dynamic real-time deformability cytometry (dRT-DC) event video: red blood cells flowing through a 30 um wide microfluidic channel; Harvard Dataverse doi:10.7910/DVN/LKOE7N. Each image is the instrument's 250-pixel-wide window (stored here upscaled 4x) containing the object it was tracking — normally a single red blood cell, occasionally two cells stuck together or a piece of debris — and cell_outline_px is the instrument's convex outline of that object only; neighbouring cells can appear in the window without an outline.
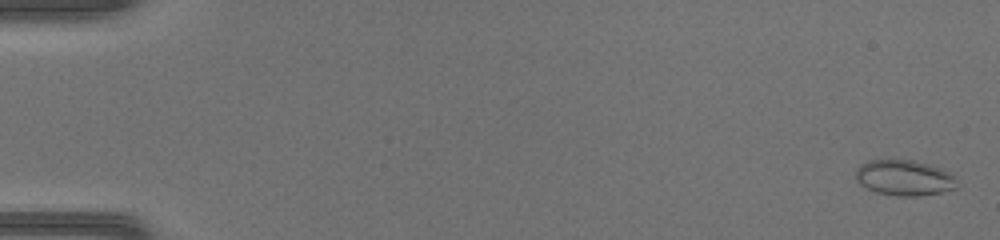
{"species": "common noctule bat (a hibernating species)", "species_latin": "Nyctalus noctula", "temperature_condition": "warm", "stored_images_in_passage": 50, "camera_frame_rate_fps": 3000, "um_per_image_px": 0.085, "animal": {"sex": "female", "body_mass_g": 17.0, "forearm_length_mm": 48.0}, "frame": {"image": 1, "passage_image": 2, "time_ms": 0.333, "image_size_px": [1000, 240], "cell_outline_px": [[956, 188], [940, 192], [916, 196], [896, 196], [876, 192], [860, 184], [856, 180], [856, 168], [860, 164], [868, 160], [916, 160], [940, 168], [948, 172], [956, 180]], "centroid_in_image_um": [76.82, 15.1], "position_along_channel_um": 8.2, "area_um2": 20.87}}
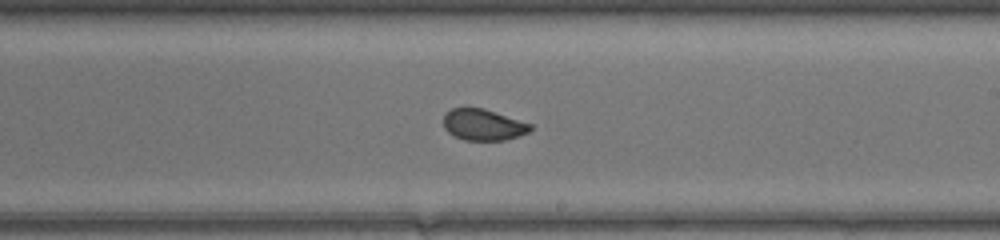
{"frame": {"image": 2, "passage_image": 31, "time_ms": 10.0, "image_size_px": [1000, 240], "cell_outline_px": [[532, 128], [528, 132], [504, 140], [464, 140], [452, 136], [444, 128], [444, 112], [452, 108], [484, 108], [532, 124]], "centroid_in_image_um": [41.03, 10.6], "position_along_channel_um": 248.0, "area_um2": 15.84}}
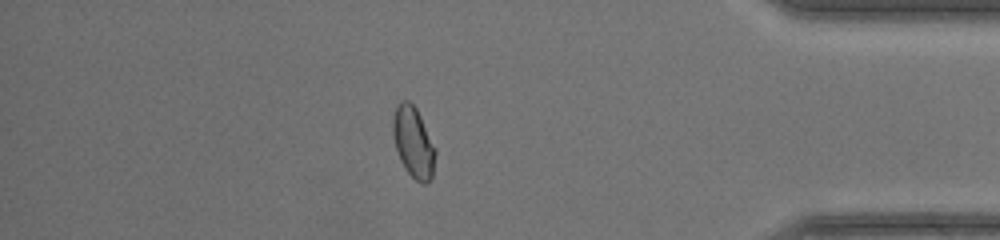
{"frame": {"image": 3, "passage_image": 44, "time_ms": 14.333, "image_size_px": [1000, 240], "cell_outline_px": [[436, 152], [432, 180], [428, 184], [420, 184], [404, 168], [400, 160], [396, 148], [392, 132], [392, 120], [396, 108], [400, 100], [408, 100], [416, 108], [436, 148]], "centroid_in_image_um": [35.15, 12.13], "position_along_channel_um": 400.1, "area_um2": 17.69}, "authors_computed_cell_mechanics": {"area_um2": 17.3111, "velocity_mm_per_s": 4.2699, "shape_relaxation_time_tau1_ms": null, "shape_relaxation_time_tau2_ms": 0.6705, "deformation_change_tau1": null, "deformation_change_tau2": 0.0543}}